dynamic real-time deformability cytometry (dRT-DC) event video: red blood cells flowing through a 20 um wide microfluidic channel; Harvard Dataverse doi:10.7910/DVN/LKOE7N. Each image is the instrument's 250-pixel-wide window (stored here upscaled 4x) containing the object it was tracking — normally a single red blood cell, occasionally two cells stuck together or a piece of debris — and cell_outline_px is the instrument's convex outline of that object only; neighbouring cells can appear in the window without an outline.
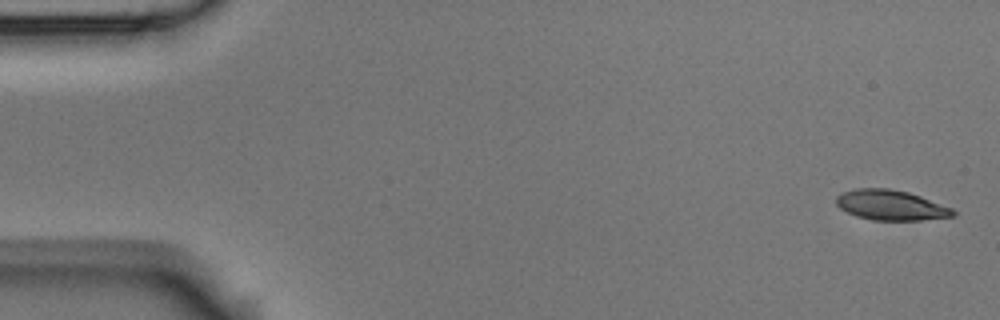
{"species": "Egyptian fruit bat (a non-hibernating species)", "species_latin": "Rousettus aegyptiacus", "temperature_condition": "room temperature", "stored_images_in_passage": 3, "camera_frame_rate_fps": 3000, "um_per_image_px": 0.085, "animal": {"sex": "male"}, "frame": {"image": 1, "passage_image": 1, "time_ms": 0.0, "image_size_px": [1000, 320], "cell_outline_px": [[956, 216], [920, 220], [872, 220], [856, 216], [840, 208], [836, 204], [836, 196], [840, 192], [852, 188], [888, 188], [908, 192], [920, 196], [952, 208], [956, 212]], "centroid_in_image_um": [75.69, 17.43], "position_along_channel_um": 9.3, "area_um2": 20.63}}